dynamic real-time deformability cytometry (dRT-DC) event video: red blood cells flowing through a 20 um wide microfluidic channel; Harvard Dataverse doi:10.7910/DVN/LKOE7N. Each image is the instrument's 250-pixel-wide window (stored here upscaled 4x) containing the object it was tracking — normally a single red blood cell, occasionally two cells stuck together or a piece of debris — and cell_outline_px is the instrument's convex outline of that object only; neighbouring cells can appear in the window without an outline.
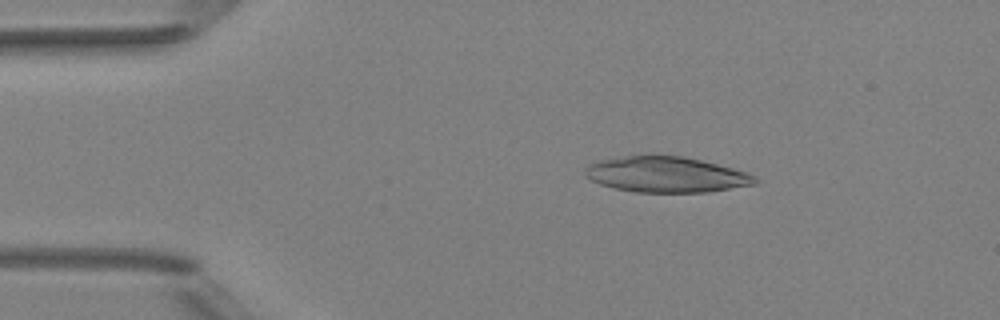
{"species": "Egyptian fruit bat (a non-hibernating species)", "species_latin": "Rousettus aegyptiacus", "temperature_condition": "room temperature", "stored_images_in_passage": 6, "camera_frame_rate_fps": 3000, "um_per_image_px": 0.085, "animal": {"sex": "female"}, "frame": {"image": 1, "passage_image": 3, "time_ms": 2.0, "image_size_px": [1000, 320], "cell_outline_px": [[760, 180], [756, 184], [708, 192], [636, 192], [612, 188], [600, 184], [592, 180], [584, 172], [584, 168], [588, 164], [600, 160], [644, 152], [656, 152], [684, 156], [748, 172], [756, 176]], "centroid_in_image_um": [56.6, 14.79], "position_along_channel_um": 28.4, "area_um2": 36.3}}
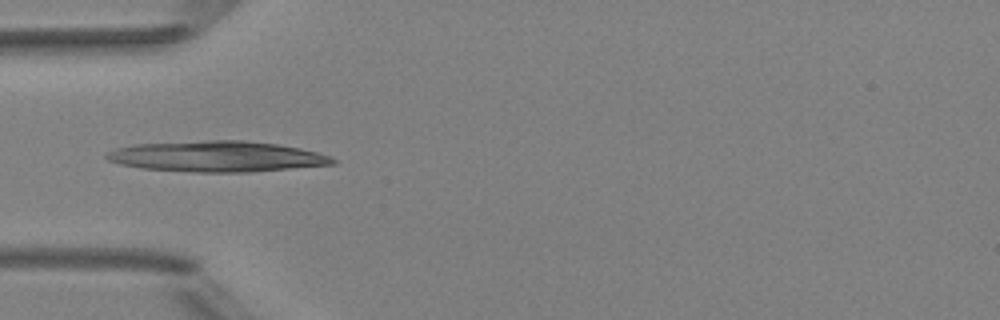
{"frame": {"image": 2, "passage_image": 5, "time_ms": 4.333, "image_size_px": [1000, 320], "cell_outline_px": [[336, 164], [248, 172], [196, 172], [140, 168], [120, 164], [108, 160], [104, 156], [108, 152], [116, 148], [136, 144], [208, 140], [244, 140], [280, 144], [300, 148], [332, 156], [336, 160]], "centroid_in_image_um": [18.45, 13.29], "position_along_channel_um": 66.5, "area_um2": 40.58}}
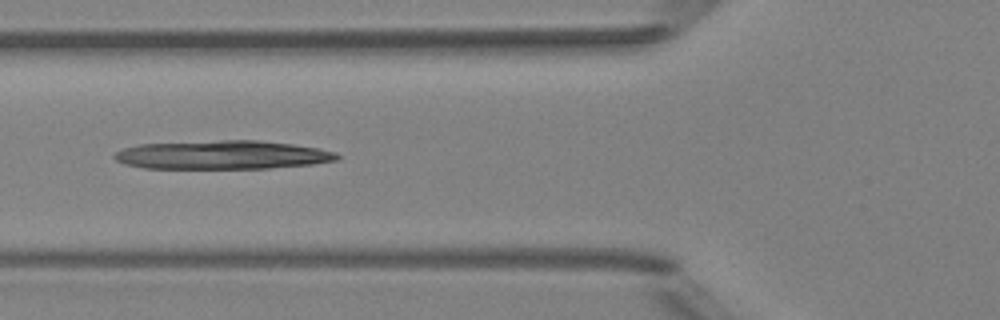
{"frame": {"image": 3, "passage_image": 6, "time_ms": 5.333, "image_size_px": [1000, 320], "cell_outline_px": [[340, 156], [336, 160], [312, 164], [268, 168], [144, 168], [124, 164], [116, 160], [112, 156], [116, 152], [124, 148], [136, 144], [220, 140], [256, 140], [292, 144], [316, 148], [336, 152]], "centroid_in_image_um": [18.86, 13.16], "position_along_channel_um": 106.9, "area_um2": 37.11}}